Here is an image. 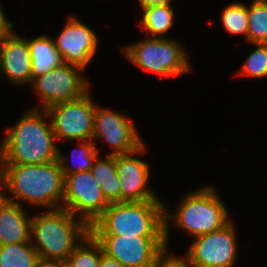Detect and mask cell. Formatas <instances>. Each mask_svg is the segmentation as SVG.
<instances>
[{"label":"cell","mask_w":267,"mask_h":267,"mask_svg":"<svg viewBox=\"0 0 267 267\" xmlns=\"http://www.w3.org/2000/svg\"><path fill=\"white\" fill-rule=\"evenodd\" d=\"M46 110L32 107L7 130L0 146V164H46L58 159L51 120Z\"/></svg>","instance_id":"cell-1"},{"label":"cell","mask_w":267,"mask_h":267,"mask_svg":"<svg viewBox=\"0 0 267 267\" xmlns=\"http://www.w3.org/2000/svg\"><path fill=\"white\" fill-rule=\"evenodd\" d=\"M10 202L42 207L62 208L65 178L58 160L46 164H0ZM19 200V201H18Z\"/></svg>","instance_id":"cell-2"},{"label":"cell","mask_w":267,"mask_h":267,"mask_svg":"<svg viewBox=\"0 0 267 267\" xmlns=\"http://www.w3.org/2000/svg\"><path fill=\"white\" fill-rule=\"evenodd\" d=\"M89 232L90 227L67 209L45 210L32 217L30 243L39 257L66 260Z\"/></svg>","instance_id":"cell-3"},{"label":"cell","mask_w":267,"mask_h":267,"mask_svg":"<svg viewBox=\"0 0 267 267\" xmlns=\"http://www.w3.org/2000/svg\"><path fill=\"white\" fill-rule=\"evenodd\" d=\"M217 194L214 187L205 186L186 194L175 214L164 206V239L167 249L171 222L193 237L220 230L230 222L229 211Z\"/></svg>","instance_id":"cell-4"},{"label":"cell","mask_w":267,"mask_h":267,"mask_svg":"<svg viewBox=\"0 0 267 267\" xmlns=\"http://www.w3.org/2000/svg\"><path fill=\"white\" fill-rule=\"evenodd\" d=\"M164 203L113 202L90 226L92 234L164 237Z\"/></svg>","instance_id":"cell-5"},{"label":"cell","mask_w":267,"mask_h":267,"mask_svg":"<svg viewBox=\"0 0 267 267\" xmlns=\"http://www.w3.org/2000/svg\"><path fill=\"white\" fill-rule=\"evenodd\" d=\"M178 41L167 38L140 40L122 47L126 58L139 68L170 78L187 73L191 69L188 55Z\"/></svg>","instance_id":"cell-6"},{"label":"cell","mask_w":267,"mask_h":267,"mask_svg":"<svg viewBox=\"0 0 267 267\" xmlns=\"http://www.w3.org/2000/svg\"><path fill=\"white\" fill-rule=\"evenodd\" d=\"M46 111L56 140H92L95 104L90 91L79 99L51 105Z\"/></svg>","instance_id":"cell-7"},{"label":"cell","mask_w":267,"mask_h":267,"mask_svg":"<svg viewBox=\"0 0 267 267\" xmlns=\"http://www.w3.org/2000/svg\"><path fill=\"white\" fill-rule=\"evenodd\" d=\"M81 67L65 64L35 77L31 86L41 98L42 110L51 105L81 98L90 90V82L82 76Z\"/></svg>","instance_id":"cell-8"},{"label":"cell","mask_w":267,"mask_h":267,"mask_svg":"<svg viewBox=\"0 0 267 267\" xmlns=\"http://www.w3.org/2000/svg\"><path fill=\"white\" fill-rule=\"evenodd\" d=\"M104 254L118 260L124 267H153L167 249L164 237H138L93 234Z\"/></svg>","instance_id":"cell-9"},{"label":"cell","mask_w":267,"mask_h":267,"mask_svg":"<svg viewBox=\"0 0 267 267\" xmlns=\"http://www.w3.org/2000/svg\"><path fill=\"white\" fill-rule=\"evenodd\" d=\"M232 221L222 229L194 237L185 258L193 267H234L238 242Z\"/></svg>","instance_id":"cell-10"},{"label":"cell","mask_w":267,"mask_h":267,"mask_svg":"<svg viewBox=\"0 0 267 267\" xmlns=\"http://www.w3.org/2000/svg\"><path fill=\"white\" fill-rule=\"evenodd\" d=\"M109 204L91 171L65 177L62 208L83 220L89 227Z\"/></svg>","instance_id":"cell-11"},{"label":"cell","mask_w":267,"mask_h":267,"mask_svg":"<svg viewBox=\"0 0 267 267\" xmlns=\"http://www.w3.org/2000/svg\"><path fill=\"white\" fill-rule=\"evenodd\" d=\"M126 117L127 115L95 105L92 140L101 139L109 143L114 150L109 155L128 154L144 144L135 124Z\"/></svg>","instance_id":"cell-12"},{"label":"cell","mask_w":267,"mask_h":267,"mask_svg":"<svg viewBox=\"0 0 267 267\" xmlns=\"http://www.w3.org/2000/svg\"><path fill=\"white\" fill-rule=\"evenodd\" d=\"M143 144L134 152L115 155V163L121 187V202L161 201L149 186L150 166L135 155L144 154Z\"/></svg>","instance_id":"cell-13"},{"label":"cell","mask_w":267,"mask_h":267,"mask_svg":"<svg viewBox=\"0 0 267 267\" xmlns=\"http://www.w3.org/2000/svg\"><path fill=\"white\" fill-rule=\"evenodd\" d=\"M56 38L53 39L55 47L65 64L86 69L97 52L96 33L74 16L70 15Z\"/></svg>","instance_id":"cell-14"},{"label":"cell","mask_w":267,"mask_h":267,"mask_svg":"<svg viewBox=\"0 0 267 267\" xmlns=\"http://www.w3.org/2000/svg\"><path fill=\"white\" fill-rule=\"evenodd\" d=\"M32 59L27 39L12 29L0 41V75L15 85L32 83Z\"/></svg>","instance_id":"cell-15"},{"label":"cell","mask_w":267,"mask_h":267,"mask_svg":"<svg viewBox=\"0 0 267 267\" xmlns=\"http://www.w3.org/2000/svg\"><path fill=\"white\" fill-rule=\"evenodd\" d=\"M31 222L23 204L8 201L0 210V246L30 242Z\"/></svg>","instance_id":"cell-16"},{"label":"cell","mask_w":267,"mask_h":267,"mask_svg":"<svg viewBox=\"0 0 267 267\" xmlns=\"http://www.w3.org/2000/svg\"><path fill=\"white\" fill-rule=\"evenodd\" d=\"M27 41L32 59V80L64 63L52 37L40 35Z\"/></svg>","instance_id":"cell-17"},{"label":"cell","mask_w":267,"mask_h":267,"mask_svg":"<svg viewBox=\"0 0 267 267\" xmlns=\"http://www.w3.org/2000/svg\"><path fill=\"white\" fill-rule=\"evenodd\" d=\"M91 172L96 182L100 185L106 200L109 203L121 202V187L115 156L107 154L104 159L97 156Z\"/></svg>","instance_id":"cell-18"},{"label":"cell","mask_w":267,"mask_h":267,"mask_svg":"<svg viewBox=\"0 0 267 267\" xmlns=\"http://www.w3.org/2000/svg\"><path fill=\"white\" fill-rule=\"evenodd\" d=\"M80 146L78 150H72L71 152V164L69 165L68 159L58 150V162L62 169L64 178L69 175H73L80 172L91 171L94 161L99 155L100 149L94 144V140L79 141ZM77 152V154H76Z\"/></svg>","instance_id":"cell-19"},{"label":"cell","mask_w":267,"mask_h":267,"mask_svg":"<svg viewBox=\"0 0 267 267\" xmlns=\"http://www.w3.org/2000/svg\"><path fill=\"white\" fill-rule=\"evenodd\" d=\"M142 16V32L150 34L151 38H166L167 33L173 26L174 9L171 5H154L146 7Z\"/></svg>","instance_id":"cell-20"},{"label":"cell","mask_w":267,"mask_h":267,"mask_svg":"<svg viewBox=\"0 0 267 267\" xmlns=\"http://www.w3.org/2000/svg\"><path fill=\"white\" fill-rule=\"evenodd\" d=\"M38 259L30 242L0 246V267H35Z\"/></svg>","instance_id":"cell-21"},{"label":"cell","mask_w":267,"mask_h":267,"mask_svg":"<svg viewBox=\"0 0 267 267\" xmlns=\"http://www.w3.org/2000/svg\"><path fill=\"white\" fill-rule=\"evenodd\" d=\"M103 248L89 232L69 256L74 267H99Z\"/></svg>","instance_id":"cell-22"},{"label":"cell","mask_w":267,"mask_h":267,"mask_svg":"<svg viewBox=\"0 0 267 267\" xmlns=\"http://www.w3.org/2000/svg\"><path fill=\"white\" fill-rule=\"evenodd\" d=\"M247 42L267 44V3L254 0L248 7Z\"/></svg>","instance_id":"cell-23"},{"label":"cell","mask_w":267,"mask_h":267,"mask_svg":"<svg viewBox=\"0 0 267 267\" xmlns=\"http://www.w3.org/2000/svg\"><path fill=\"white\" fill-rule=\"evenodd\" d=\"M222 24L224 29L230 34L248 35V6L245 3H232L222 11Z\"/></svg>","instance_id":"cell-24"},{"label":"cell","mask_w":267,"mask_h":267,"mask_svg":"<svg viewBox=\"0 0 267 267\" xmlns=\"http://www.w3.org/2000/svg\"><path fill=\"white\" fill-rule=\"evenodd\" d=\"M257 46L241 67L238 74L253 78H263L267 76V44L257 43Z\"/></svg>","instance_id":"cell-25"},{"label":"cell","mask_w":267,"mask_h":267,"mask_svg":"<svg viewBox=\"0 0 267 267\" xmlns=\"http://www.w3.org/2000/svg\"><path fill=\"white\" fill-rule=\"evenodd\" d=\"M166 249L156 260L153 267H193L185 257L172 256ZM169 254V255H168Z\"/></svg>","instance_id":"cell-26"},{"label":"cell","mask_w":267,"mask_h":267,"mask_svg":"<svg viewBox=\"0 0 267 267\" xmlns=\"http://www.w3.org/2000/svg\"><path fill=\"white\" fill-rule=\"evenodd\" d=\"M14 28V25L9 21L5 13L0 7V41Z\"/></svg>","instance_id":"cell-27"},{"label":"cell","mask_w":267,"mask_h":267,"mask_svg":"<svg viewBox=\"0 0 267 267\" xmlns=\"http://www.w3.org/2000/svg\"><path fill=\"white\" fill-rule=\"evenodd\" d=\"M99 267H124L118 260L113 259L106 254L101 255Z\"/></svg>","instance_id":"cell-28"},{"label":"cell","mask_w":267,"mask_h":267,"mask_svg":"<svg viewBox=\"0 0 267 267\" xmlns=\"http://www.w3.org/2000/svg\"><path fill=\"white\" fill-rule=\"evenodd\" d=\"M0 210L4 207V205L9 201V199H8V197L10 196V195H6V194H8L7 193V187H6V184H5V181H4V179H3V176L1 175V173H0ZM4 191L5 193H3L2 194V192L1 191Z\"/></svg>","instance_id":"cell-29"},{"label":"cell","mask_w":267,"mask_h":267,"mask_svg":"<svg viewBox=\"0 0 267 267\" xmlns=\"http://www.w3.org/2000/svg\"><path fill=\"white\" fill-rule=\"evenodd\" d=\"M35 267H59V260L39 257Z\"/></svg>","instance_id":"cell-30"},{"label":"cell","mask_w":267,"mask_h":267,"mask_svg":"<svg viewBox=\"0 0 267 267\" xmlns=\"http://www.w3.org/2000/svg\"><path fill=\"white\" fill-rule=\"evenodd\" d=\"M142 9L154 5H171L172 0H138Z\"/></svg>","instance_id":"cell-31"},{"label":"cell","mask_w":267,"mask_h":267,"mask_svg":"<svg viewBox=\"0 0 267 267\" xmlns=\"http://www.w3.org/2000/svg\"><path fill=\"white\" fill-rule=\"evenodd\" d=\"M59 267H74L69 259L59 260Z\"/></svg>","instance_id":"cell-32"}]
</instances>
